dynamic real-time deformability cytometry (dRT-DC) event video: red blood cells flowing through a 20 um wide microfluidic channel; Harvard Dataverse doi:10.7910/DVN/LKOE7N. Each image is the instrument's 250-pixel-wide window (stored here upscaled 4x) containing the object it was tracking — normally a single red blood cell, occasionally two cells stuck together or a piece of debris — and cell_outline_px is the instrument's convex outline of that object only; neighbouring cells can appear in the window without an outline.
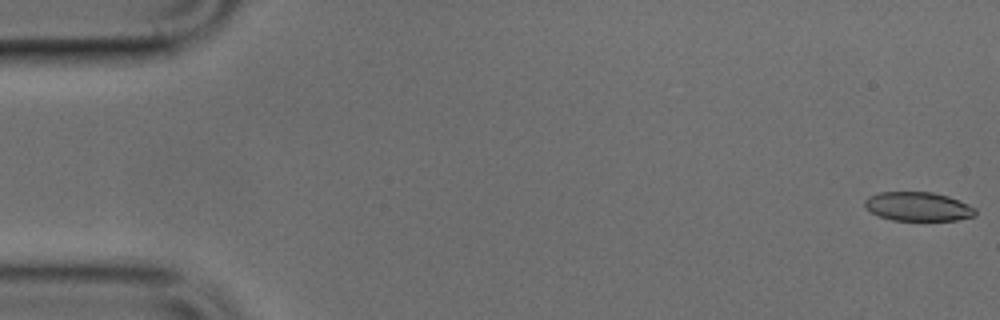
{"species": "common noctule bat (a hibernating species)", "species_latin": "Nyctalus noctula", "temperature_condition": "cold", "stored_images_in_passage": 14, "camera_frame_rate_fps": 3000, "um_per_image_px": 0.085, "animal": {"sex": "male", "body_mass_g": 17.9, "forearm_length_mm": 54.2}, "frame": {"image": 1, "passage_image": 1, "time_ms": 0.0, "image_size_px": [1000, 320], "cell_outline_px": [[976, 216], [956, 220], [892, 220], [880, 216], [864, 208], [864, 200], [868, 196], [880, 192], [932, 192], [948, 196], [976, 208]], "centroid_in_image_um": [78.02, 17.55], "position_along_channel_um": 7.0, "area_um2": 18.67}}
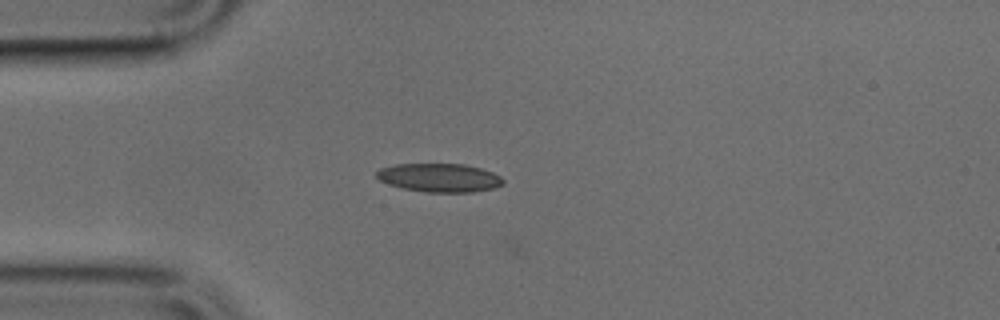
{"frame": {"image": 2, "passage_image": 13, "time_ms": 4.0, "image_size_px": [1000, 320], "cell_outline_px": [[504, 184], [492, 188], [472, 192], [428, 192], [404, 188], [388, 184], [380, 180], [376, 176], [376, 172], [380, 168], [396, 164], [464, 164], [480, 168], [492, 172], [500, 176], [504, 180]], "centroid_in_image_um": [37.35, 15.1], "position_along_channel_um": 47.6, "area_um2": 20.92}}